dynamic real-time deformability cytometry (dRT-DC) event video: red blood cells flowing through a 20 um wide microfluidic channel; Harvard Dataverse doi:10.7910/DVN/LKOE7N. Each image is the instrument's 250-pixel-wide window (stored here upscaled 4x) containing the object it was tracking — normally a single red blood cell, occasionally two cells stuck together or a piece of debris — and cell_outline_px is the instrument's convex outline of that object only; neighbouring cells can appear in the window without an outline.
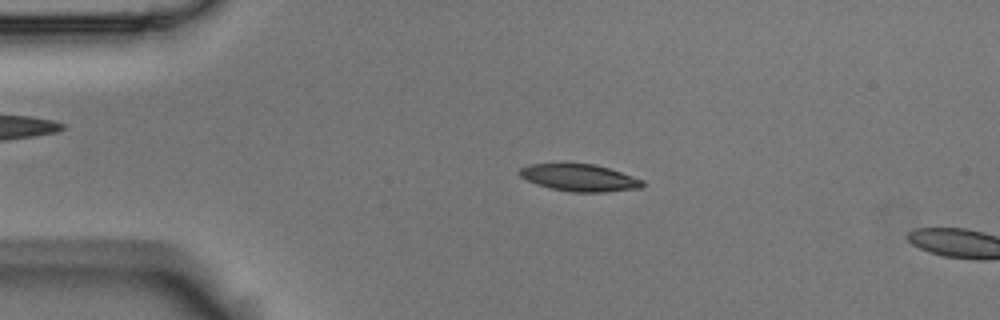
{"species": "Egyptian fruit bat (a non-hibernating species)", "species_latin": "Rousettus aegyptiacus", "temperature_condition": "room temperature", "stored_images_in_passage": 54, "camera_frame_rate_fps": 3000, "um_per_image_px": 0.085, "animal": {"sex": "male"}, "frame": {"image": 1, "passage_image": 11, "time_ms": 3.333, "image_size_px": [1000, 320], "cell_outline_px": [[644, 184], [640, 188], [604, 192], [572, 192], [552, 188], [536, 184], [520, 176], [516, 172], [520, 168], [528, 164], [596, 164], [644, 180]], "centroid_in_image_um": [49.24, 15.1], "position_along_channel_um": 35.8, "area_um2": 19.25}}
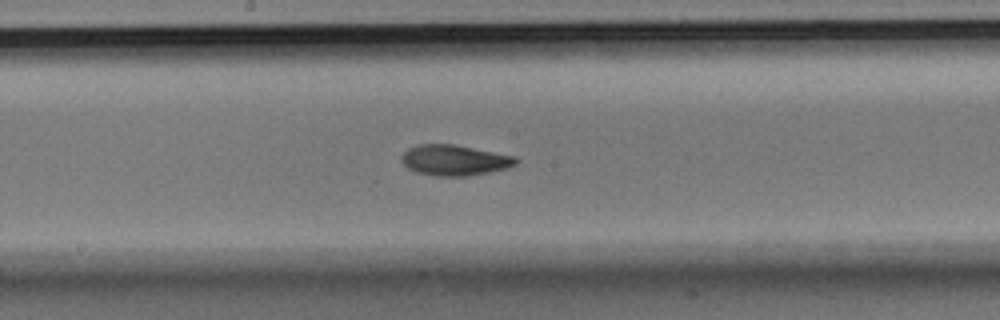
{"frame": {"image": 2, "passage_image": 28, "time_ms": 9.0, "image_size_px": [1000, 320], "cell_outline_px": [[520, 160], [516, 164], [508, 168], [468, 176], [436, 176], [416, 172], [408, 168], [400, 160], [400, 156], [408, 148], [416, 144], [456, 144], [516, 156]], "centroid_in_image_um": [38.64, 13.6], "position_along_channel_um": 209.6, "area_um2": 20.69}}
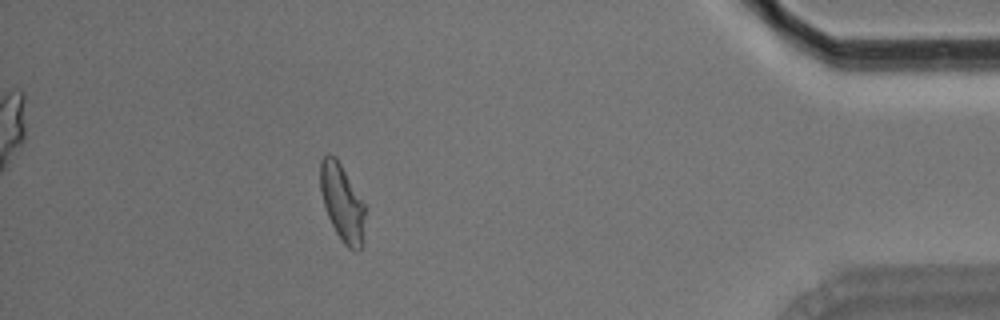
{"frame": {"image": 3, "passage_image": 48, "time_ms": 15.667, "image_size_px": [1000, 320], "cell_outline_px": [[364, 216], [360, 248], [356, 252], [348, 248], [344, 244], [336, 232], [328, 216], [320, 192], [320, 160], [328, 152], [336, 156], [364, 204]], "centroid_in_image_um": [29.04, 17.17], "position_along_channel_um": 406.2, "area_um2": 19.65}}